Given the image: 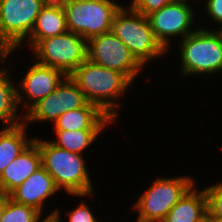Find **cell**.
I'll return each mask as SVG.
<instances>
[{
  "label": "cell",
  "instance_id": "1",
  "mask_svg": "<svg viewBox=\"0 0 222 222\" xmlns=\"http://www.w3.org/2000/svg\"><path fill=\"white\" fill-rule=\"evenodd\" d=\"M69 77L83 92L88 103L96 105L112 120L116 119L119 104L115 98L121 97L131 85L124 74L86 59Z\"/></svg>",
  "mask_w": 222,
  "mask_h": 222
},
{
  "label": "cell",
  "instance_id": "25",
  "mask_svg": "<svg viewBox=\"0 0 222 222\" xmlns=\"http://www.w3.org/2000/svg\"><path fill=\"white\" fill-rule=\"evenodd\" d=\"M205 8L215 22L222 23V0H207Z\"/></svg>",
  "mask_w": 222,
  "mask_h": 222
},
{
  "label": "cell",
  "instance_id": "14",
  "mask_svg": "<svg viewBox=\"0 0 222 222\" xmlns=\"http://www.w3.org/2000/svg\"><path fill=\"white\" fill-rule=\"evenodd\" d=\"M41 166L39 146L33 139L0 174V191L9 194Z\"/></svg>",
  "mask_w": 222,
  "mask_h": 222
},
{
  "label": "cell",
  "instance_id": "5",
  "mask_svg": "<svg viewBox=\"0 0 222 222\" xmlns=\"http://www.w3.org/2000/svg\"><path fill=\"white\" fill-rule=\"evenodd\" d=\"M183 75L222 71V35L219 30L198 29L181 40Z\"/></svg>",
  "mask_w": 222,
  "mask_h": 222
},
{
  "label": "cell",
  "instance_id": "17",
  "mask_svg": "<svg viewBox=\"0 0 222 222\" xmlns=\"http://www.w3.org/2000/svg\"><path fill=\"white\" fill-rule=\"evenodd\" d=\"M207 211L205 190L197 192L192 185L170 209L162 222H195Z\"/></svg>",
  "mask_w": 222,
  "mask_h": 222
},
{
  "label": "cell",
  "instance_id": "12",
  "mask_svg": "<svg viewBox=\"0 0 222 222\" xmlns=\"http://www.w3.org/2000/svg\"><path fill=\"white\" fill-rule=\"evenodd\" d=\"M58 190L52 176L41 166L8 195L15 202L34 207L42 213L44 200Z\"/></svg>",
  "mask_w": 222,
  "mask_h": 222
},
{
  "label": "cell",
  "instance_id": "3",
  "mask_svg": "<svg viewBox=\"0 0 222 222\" xmlns=\"http://www.w3.org/2000/svg\"><path fill=\"white\" fill-rule=\"evenodd\" d=\"M48 0H0V58L5 59L29 38Z\"/></svg>",
  "mask_w": 222,
  "mask_h": 222
},
{
  "label": "cell",
  "instance_id": "26",
  "mask_svg": "<svg viewBox=\"0 0 222 222\" xmlns=\"http://www.w3.org/2000/svg\"><path fill=\"white\" fill-rule=\"evenodd\" d=\"M59 214V210L56 209L54 212L50 213L44 220L42 219L40 221L41 213H39L34 222H61Z\"/></svg>",
  "mask_w": 222,
  "mask_h": 222
},
{
  "label": "cell",
  "instance_id": "9",
  "mask_svg": "<svg viewBox=\"0 0 222 222\" xmlns=\"http://www.w3.org/2000/svg\"><path fill=\"white\" fill-rule=\"evenodd\" d=\"M87 59L124 74L131 82L143 67L112 31L87 40Z\"/></svg>",
  "mask_w": 222,
  "mask_h": 222
},
{
  "label": "cell",
  "instance_id": "24",
  "mask_svg": "<svg viewBox=\"0 0 222 222\" xmlns=\"http://www.w3.org/2000/svg\"><path fill=\"white\" fill-rule=\"evenodd\" d=\"M68 214L69 222H98L86 203H82Z\"/></svg>",
  "mask_w": 222,
  "mask_h": 222
},
{
  "label": "cell",
  "instance_id": "29",
  "mask_svg": "<svg viewBox=\"0 0 222 222\" xmlns=\"http://www.w3.org/2000/svg\"><path fill=\"white\" fill-rule=\"evenodd\" d=\"M90 1H95V2H100V3H115L113 0H90Z\"/></svg>",
  "mask_w": 222,
  "mask_h": 222
},
{
  "label": "cell",
  "instance_id": "6",
  "mask_svg": "<svg viewBox=\"0 0 222 222\" xmlns=\"http://www.w3.org/2000/svg\"><path fill=\"white\" fill-rule=\"evenodd\" d=\"M69 32L88 40L111 31L117 3H100L90 0H60Z\"/></svg>",
  "mask_w": 222,
  "mask_h": 222
},
{
  "label": "cell",
  "instance_id": "27",
  "mask_svg": "<svg viewBox=\"0 0 222 222\" xmlns=\"http://www.w3.org/2000/svg\"><path fill=\"white\" fill-rule=\"evenodd\" d=\"M9 195L3 193L2 191H0V222L3 216V212L5 210V206H6V201L8 199Z\"/></svg>",
  "mask_w": 222,
  "mask_h": 222
},
{
  "label": "cell",
  "instance_id": "11",
  "mask_svg": "<svg viewBox=\"0 0 222 222\" xmlns=\"http://www.w3.org/2000/svg\"><path fill=\"white\" fill-rule=\"evenodd\" d=\"M87 100L79 87L67 76L48 96L35 104L22 118L28 121H55L69 110L83 107Z\"/></svg>",
  "mask_w": 222,
  "mask_h": 222
},
{
  "label": "cell",
  "instance_id": "20",
  "mask_svg": "<svg viewBox=\"0 0 222 222\" xmlns=\"http://www.w3.org/2000/svg\"><path fill=\"white\" fill-rule=\"evenodd\" d=\"M102 130H55L58 140L51 141L57 147L72 153L82 154Z\"/></svg>",
  "mask_w": 222,
  "mask_h": 222
},
{
  "label": "cell",
  "instance_id": "18",
  "mask_svg": "<svg viewBox=\"0 0 222 222\" xmlns=\"http://www.w3.org/2000/svg\"><path fill=\"white\" fill-rule=\"evenodd\" d=\"M25 125L23 122L0 131V174L33 141L27 139Z\"/></svg>",
  "mask_w": 222,
  "mask_h": 222
},
{
  "label": "cell",
  "instance_id": "13",
  "mask_svg": "<svg viewBox=\"0 0 222 222\" xmlns=\"http://www.w3.org/2000/svg\"><path fill=\"white\" fill-rule=\"evenodd\" d=\"M67 77L60 69L34 63L20 83L26 96L33 100L27 107V112L40 100L52 93Z\"/></svg>",
  "mask_w": 222,
  "mask_h": 222
},
{
  "label": "cell",
  "instance_id": "23",
  "mask_svg": "<svg viewBox=\"0 0 222 222\" xmlns=\"http://www.w3.org/2000/svg\"><path fill=\"white\" fill-rule=\"evenodd\" d=\"M174 1L177 0H132L130 7L139 14L147 17Z\"/></svg>",
  "mask_w": 222,
  "mask_h": 222
},
{
  "label": "cell",
  "instance_id": "10",
  "mask_svg": "<svg viewBox=\"0 0 222 222\" xmlns=\"http://www.w3.org/2000/svg\"><path fill=\"white\" fill-rule=\"evenodd\" d=\"M193 10L187 2L177 0L147 16L155 38L166 51L171 37L180 36L182 40L194 32L190 30Z\"/></svg>",
  "mask_w": 222,
  "mask_h": 222
},
{
  "label": "cell",
  "instance_id": "8",
  "mask_svg": "<svg viewBox=\"0 0 222 222\" xmlns=\"http://www.w3.org/2000/svg\"><path fill=\"white\" fill-rule=\"evenodd\" d=\"M37 62L69 76L87 59V40L73 32L40 40L33 48Z\"/></svg>",
  "mask_w": 222,
  "mask_h": 222
},
{
  "label": "cell",
  "instance_id": "2",
  "mask_svg": "<svg viewBox=\"0 0 222 222\" xmlns=\"http://www.w3.org/2000/svg\"><path fill=\"white\" fill-rule=\"evenodd\" d=\"M41 154V164L52 176L57 188L73 196H91L93 186L81 154L72 153L51 142L34 139Z\"/></svg>",
  "mask_w": 222,
  "mask_h": 222
},
{
  "label": "cell",
  "instance_id": "7",
  "mask_svg": "<svg viewBox=\"0 0 222 222\" xmlns=\"http://www.w3.org/2000/svg\"><path fill=\"white\" fill-rule=\"evenodd\" d=\"M192 185L194 180L188 176L156 179L134 206L139 215L137 222H162Z\"/></svg>",
  "mask_w": 222,
  "mask_h": 222
},
{
  "label": "cell",
  "instance_id": "21",
  "mask_svg": "<svg viewBox=\"0 0 222 222\" xmlns=\"http://www.w3.org/2000/svg\"><path fill=\"white\" fill-rule=\"evenodd\" d=\"M39 213L34 207L17 203L8 197L1 222H34Z\"/></svg>",
  "mask_w": 222,
  "mask_h": 222
},
{
  "label": "cell",
  "instance_id": "15",
  "mask_svg": "<svg viewBox=\"0 0 222 222\" xmlns=\"http://www.w3.org/2000/svg\"><path fill=\"white\" fill-rule=\"evenodd\" d=\"M68 32L65 13L60 0H48L38 14L33 30L28 39L30 47L40 40Z\"/></svg>",
  "mask_w": 222,
  "mask_h": 222
},
{
  "label": "cell",
  "instance_id": "22",
  "mask_svg": "<svg viewBox=\"0 0 222 222\" xmlns=\"http://www.w3.org/2000/svg\"><path fill=\"white\" fill-rule=\"evenodd\" d=\"M207 197V211L216 220L222 221V182L205 188Z\"/></svg>",
  "mask_w": 222,
  "mask_h": 222
},
{
  "label": "cell",
  "instance_id": "4",
  "mask_svg": "<svg viewBox=\"0 0 222 222\" xmlns=\"http://www.w3.org/2000/svg\"><path fill=\"white\" fill-rule=\"evenodd\" d=\"M111 31L128 47L136 60L145 66L150 59L166 52L157 41L148 17L130 9L120 8L114 16Z\"/></svg>",
  "mask_w": 222,
  "mask_h": 222
},
{
  "label": "cell",
  "instance_id": "30",
  "mask_svg": "<svg viewBox=\"0 0 222 222\" xmlns=\"http://www.w3.org/2000/svg\"><path fill=\"white\" fill-rule=\"evenodd\" d=\"M219 32L221 33V35H222V27L219 29Z\"/></svg>",
  "mask_w": 222,
  "mask_h": 222
},
{
  "label": "cell",
  "instance_id": "19",
  "mask_svg": "<svg viewBox=\"0 0 222 222\" xmlns=\"http://www.w3.org/2000/svg\"><path fill=\"white\" fill-rule=\"evenodd\" d=\"M0 70V120L10 124L8 126L19 125L24 122L22 118V121L17 119L18 104L24 101L23 94L13 85L6 69Z\"/></svg>",
  "mask_w": 222,
  "mask_h": 222
},
{
  "label": "cell",
  "instance_id": "16",
  "mask_svg": "<svg viewBox=\"0 0 222 222\" xmlns=\"http://www.w3.org/2000/svg\"><path fill=\"white\" fill-rule=\"evenodd\" d=\"M112 122L96 105L86 103L83 107L66 111L54 121L55 130H102Z\"/></svg>",
  "mask_w": 222,
  "mask_h": 222
},
{
  "label": "cell",
  "instance_id": "28",
  "mask_svg": "<svg viewBox=\"0 0 222 222\" xmlns=\"http://www.w3.org/2000/svg\"><path fill=\"white\" fill-rule=\"evenodd\" d=\"M195 222H216V220L206 211L201 217H199Z\"/></svg>",
  "mask_w": 222,
  "mask_h": 222
}]
</instances>
